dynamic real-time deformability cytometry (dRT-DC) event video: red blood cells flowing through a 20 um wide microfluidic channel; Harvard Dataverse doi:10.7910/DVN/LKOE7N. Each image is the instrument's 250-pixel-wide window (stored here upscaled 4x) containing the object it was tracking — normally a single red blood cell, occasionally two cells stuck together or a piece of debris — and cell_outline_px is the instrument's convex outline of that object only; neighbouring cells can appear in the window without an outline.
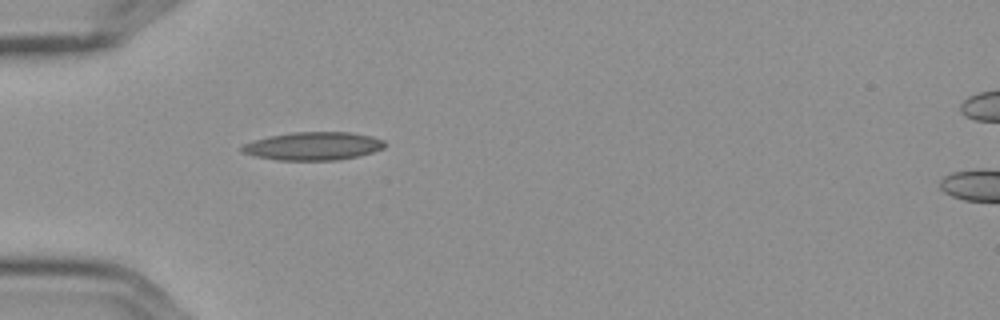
{"species": "Egyptian fruit bat (a non-hibernating species)", "species_latin": "Rousettus aegyptiacus", "temperature_condition": "cold", "stored_images_in_passage": 1, "camera_frame_rate_fps": 3000, "um_per_image_px": 0.085, "frame": {"image": 1, "passage_image": 1, "time_ms": 0.0, "image_size_px": [1000, 320], "cell_outline_px": [[388, 144], [384, 148], [372, 152], [356, 156], [336, 160], [276, 160], [256, 156], [240, 152], [240, 148], [244, 144], [252, 140], [268, 136], [292, 132], [352, 132], [372, 136], [384, 140]], "centroid_in_image_um": [26.62, 12.41], "position_along_channel_um": 58.4, "area_um2": 23.58}}